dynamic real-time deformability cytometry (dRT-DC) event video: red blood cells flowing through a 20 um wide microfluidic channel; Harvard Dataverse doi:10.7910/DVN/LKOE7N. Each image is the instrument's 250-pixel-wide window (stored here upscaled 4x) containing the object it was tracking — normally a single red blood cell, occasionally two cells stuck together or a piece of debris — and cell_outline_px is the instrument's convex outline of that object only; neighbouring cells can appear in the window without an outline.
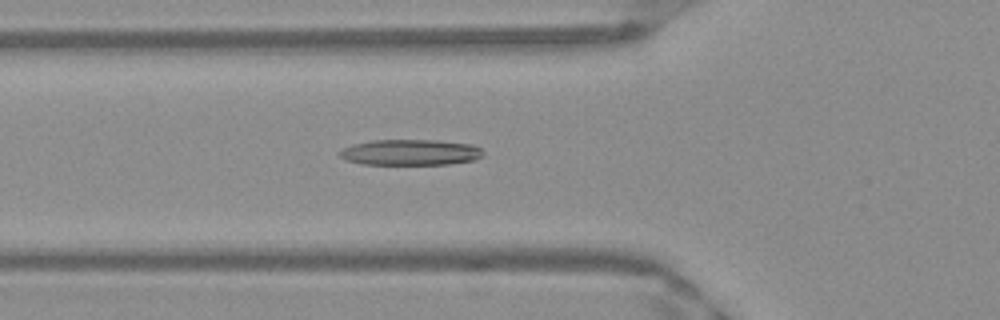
{"species": "Egyptian fruit bat (a non-hibernating species)", "species_latin": "Rousettus aegyptiacus", "temperature_condition": "warm", "stored_images_in_passage": 39, "camera_frame_rate_fps": 3000, "um_per_image_px": 0.085, "frame": {"image": 1, "passage_image": 6, "time_ms": 1.667, "image_size_px": [1000, 320], "cell_outline_px": [[484, 156], [476, 160], [448, 164], [360, 164], [344, 160], [340, 156], [340, 152], [344, 148], [352, 144], [372, 140], [436, 140], [472, 144], [480, 148], [484, 152]], "centroid_in_image_um": [34.91, 12.95], "position_along_channel_um": 90.9, "area_um2": 21.73}}
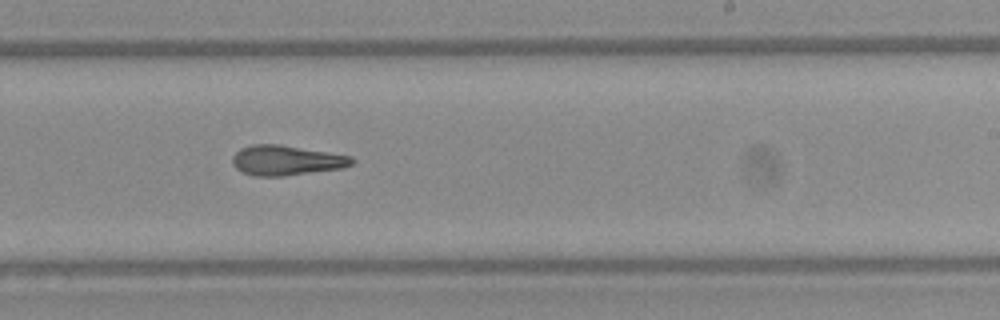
{"frame": {"image": 2, "passage_image": 19, "time_ms": 6.0, "image_size_px": [1000, 320], "cell_outline_px": [[356, 160], [352, 164], [344, 168], [284, 176], [252, 176], [236, 168], [232, 160], [232, 156], [240, 148], [252, 144], [280, 144], [352, 156]], "centroid_in_image_um": [24.35, 13.63], "position_along_channel_um": 264.6, "area_um2": 20.98}}
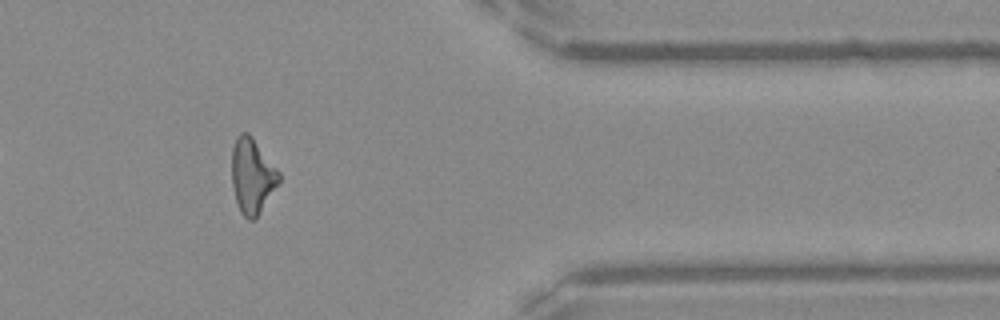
{"frame": {"image": 3, "passage_image": 30, "time_ms": 9.667, "image_size_px": [1000, 320], "cell_outline_px": [[280, 180], [256, 220], [248, 220], [240, 212], [236, 200], [232, 184], [232, 148], [236, 136], [240, 132], [248, 132], [252, 136], [280, 172]], "centroid_in_image_um": [21.43, 14.95], "position_along_channel_um": 390.0, "area_um2": 20.75}, "authors_computed_cell_mechanics": {"area_um2": 20.808, "velocity_mm_per_s": 3.9918, "shape_relaxation_time_tau1_ms": null, "shape_relaxation_time_tau2_ms": 8.1942, "deformation_change_tau1": null, "deformation_change_tau2": 0.234}}